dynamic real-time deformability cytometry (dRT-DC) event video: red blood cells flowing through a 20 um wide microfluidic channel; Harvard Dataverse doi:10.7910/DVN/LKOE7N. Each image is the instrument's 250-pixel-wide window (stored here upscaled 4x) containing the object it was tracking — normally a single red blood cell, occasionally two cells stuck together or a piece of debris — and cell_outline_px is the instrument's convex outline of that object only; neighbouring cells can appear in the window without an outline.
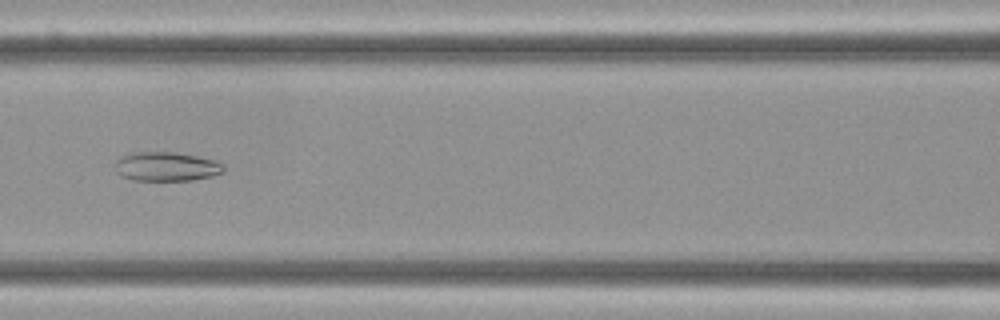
{"species": "Egyptian fruit bat (a non-hibernating species)", "species_latin": "Rousettus aegyptiacus", "temperature_condition": "cold", "stored_images_in_passage": 44, "camera_frame_rate_fps": 3000, "um_per_image_px": 0.085, "frame": {"image": 1, "passage_image": 17, "time_ms": 5.333, "image_size_px": [1000, 320], "cell_outline_px": [[224, 172], [212, 176], [192, 180], [132, 180], [116, 172], [116, 160], [120, 156], [128, 152], [172, 152], [196, 156], [216, 160], [224, 164]], "centroid_in_image_um": [14.15, 14.15], "position_along_channel_um": 152.5, "area_um2": 18.5}}
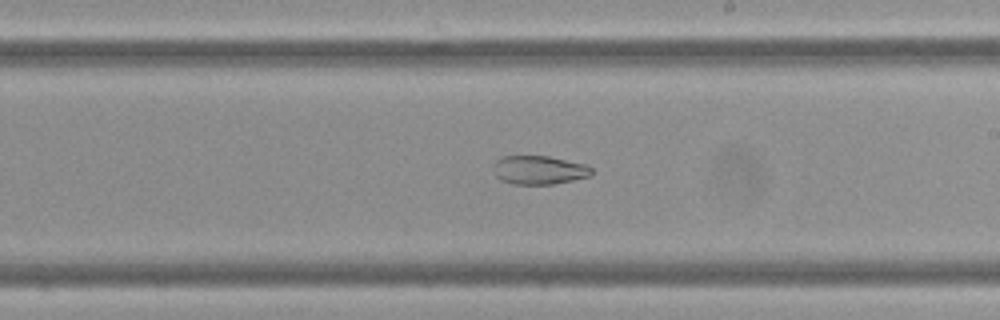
{"frame": {"image": 2, "passage_image": 25, "time_ms": 8.0, "image_size_px": [1000, 320], "cell_outline_px": [[592, 176], [552, 184], [512, 184], [500, 180], [496, 176], [492, 168], [496, 160], [500, 156], [548, 156], [588, 164], [592, 168]], "centroid_in_image_um": [45.82, 14.44], "position_along_channel_um": 243.2, "area_um2": 16.65}}
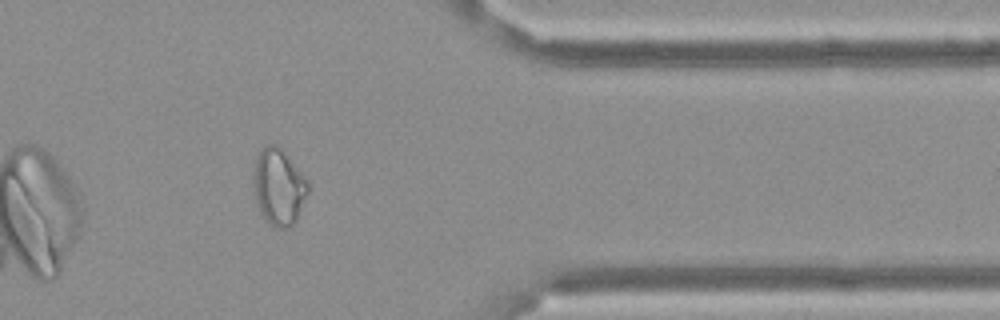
{"frame": {"image": 3, "passage_image": 39, "time_ms": 12.667, "image_size_px": [1000, 320], "cell_outline_px": [[308, 192], [296, 220], [288, 228], [276, 228], [260, 212], [256, 204], [252, 180], [252, 176], [256, 156], [268, 144], [280, 144], [308, 180]], "centroid_in_image_um": [23.68, 15.83], "position_along_channel_um": 387.7, "area_um2": 24.51}, "authors_computed_cell_mechanics": {"area_um2": 21.2993, "velocity_mm_per_s": 3.4197, "shape_relaxation_time_tau1_ms": null, "shape_relaxation_time_tau2_ms": 4.6693, "deformation_change_tau1": null, "deformation_change_tau2": 0.1073}}